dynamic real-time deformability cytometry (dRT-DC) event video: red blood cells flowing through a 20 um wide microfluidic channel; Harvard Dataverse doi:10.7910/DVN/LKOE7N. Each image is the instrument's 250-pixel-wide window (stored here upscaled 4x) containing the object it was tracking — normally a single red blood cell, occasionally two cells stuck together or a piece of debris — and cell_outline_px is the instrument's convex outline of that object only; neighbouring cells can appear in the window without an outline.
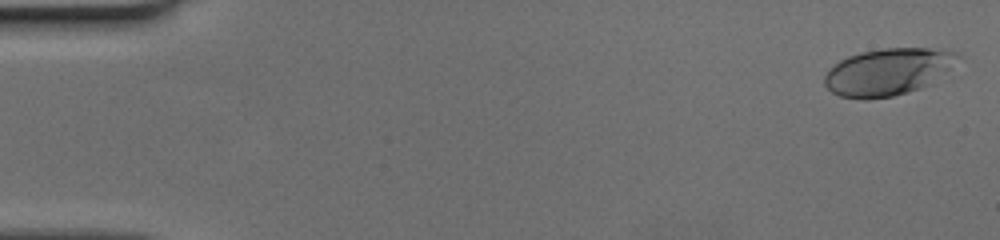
{"species": "human", "species_latin": "Homo sapiens", "temperature_condition": "cold", "stored_images_in_passage": 51, "camera_frame_rate_fps": 3000, "um_per_image_px": 0.085, "donor": {"sex": "female"}, "frame": {"image": 1, "passage_image": 2, "time_ms": 0.333, "image_size_px": [1000, 240], "cell_outline_px": [[964, 56], [932, 84], [908, 92], [892, 96], [868, 100], [860, 100], [840, 96], [832, 92], [824, 84], [824, 76], [828, 68], [840, 60], [848, 56], [860, 52], [884, 48], [928, 48], [956, 52]], "centroid_in_image_um": [75.47, 6.11], "position_along_channel_um": 9.5, "area_um2": 36.93}}
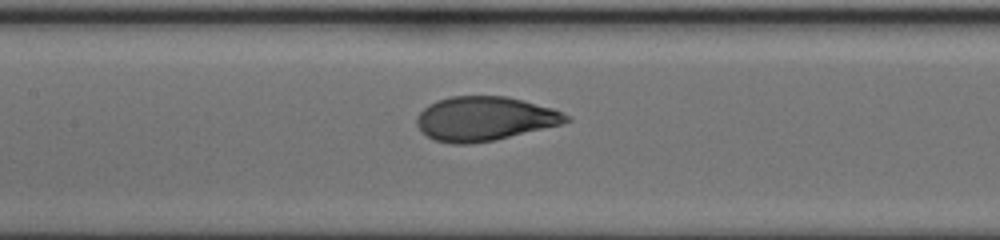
{"frame": {"image": 2, "passage_image": 25, "time_ms": 8.0, "image_size_px": [1000, 240], "cell_outline_px": [[572, 120], [560, 124], [496, 140], [468, 144], [452, 144], [436, 140], [428, 136], [416, 124], [416, 116], [428, 104], [436, 100], [452, 96], [508, 96], [524, 100], [552, 108], [572, 116]], "centroid_in_image_um": [41.2, 10.08], "position_along_channel_um": 166.2, "area_um2": 38.49}}
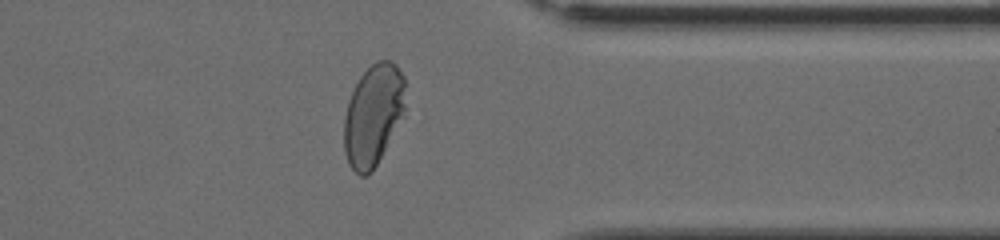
{"frame": {"image": 3, "passage_image": 41, "time_ms": 13.333, "image_size_px": [1000, 240], "cell_outline_px": [[404, 108], [372, 172], [364, 176], [360, 176], [348, 164], [344, 152], [344, 116], [348, 100], [360, 76], [376, 60], [392, 60], [396, 64], [404, 76]], "centroid_in_image_um": [31.67, 9.74], "position_along_channel_um": 379.7, "area_um2": 35.43}}